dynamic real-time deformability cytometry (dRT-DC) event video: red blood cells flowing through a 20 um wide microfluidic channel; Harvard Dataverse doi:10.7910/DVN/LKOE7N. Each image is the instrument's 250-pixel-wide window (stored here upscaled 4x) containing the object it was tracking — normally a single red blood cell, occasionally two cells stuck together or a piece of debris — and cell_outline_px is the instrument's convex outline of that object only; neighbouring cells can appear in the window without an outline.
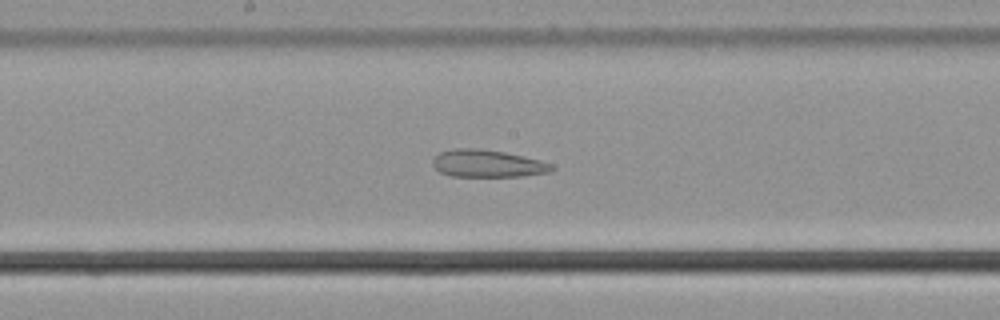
{"species": "common noctule bat (a hibernating species)", "species_latin": "Nyctalus noctula", "temperature_condition": "cold", "stored_images_in_passage": 30, "camera_frame_rate_fps": 3000, "um_per_image_px": 0.085, "animal": {"sex": "male", "body_mass_g": 21.5, "forearm_length_mm": 52.0}, "frame": {"image": 1, "passage_image": 15, "time_ms": 4.667, "image_size_px": [1000, 320], "cell_outline_px": [[556, 168], [548, 172], [524, 176], [452, 176], [440, 172], [432, 164], [432, 160], [440, 152], [456, 148], [476, 148], [504, 152], [524, 156], [552, 164]], "centroid_in_image_um": [41.44, 13.9], "position_along_channel_um": 206.8, "area_um2": 18.84}}
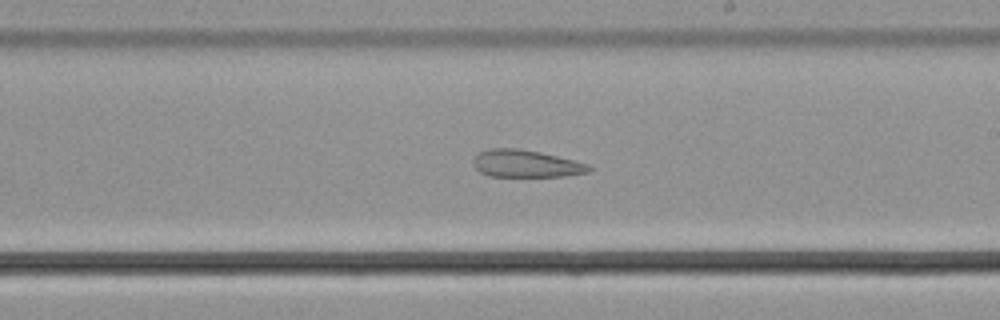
{"frame": {"image": 2, "passage_image": 18, "time_ms": 5.667, "image_size_px": [1000, 320], "cell_outline_px": [[592, 168], [588, 172], [564, 176], [488, 176], [480, 172], [472, 164], [472, 160], [480, 152], [488, 148], [516, 148], [540, 152], [588, 164]], "centroid_in_image_um": [44.66, 13.91], "position_along_channel_um": 244.3, "area_um2": 18.26}}
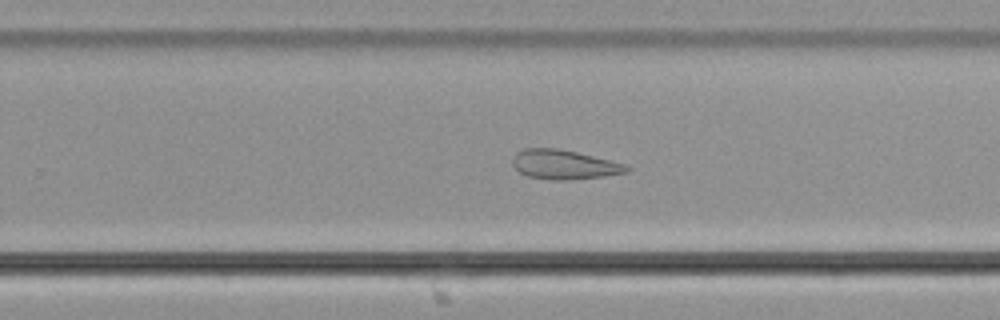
{"frame": {"image": 3, "passage_image": 21, "time_ms": 6.667, "image_size_px": [1000, 320], "cell_outline_px": [[632, 168], [628, 172], [604, 176], [568, 180], [552, 180], [528, 176], [520, 172], [512, 164], [512, 160], [516, 152], [524, 148], [556, 148], [576, 152], [628, 164]], "centroid_in_image_um": [47.98, 13.99], "position_along_channel_um": 281.8, "area_um2": 19.59}}